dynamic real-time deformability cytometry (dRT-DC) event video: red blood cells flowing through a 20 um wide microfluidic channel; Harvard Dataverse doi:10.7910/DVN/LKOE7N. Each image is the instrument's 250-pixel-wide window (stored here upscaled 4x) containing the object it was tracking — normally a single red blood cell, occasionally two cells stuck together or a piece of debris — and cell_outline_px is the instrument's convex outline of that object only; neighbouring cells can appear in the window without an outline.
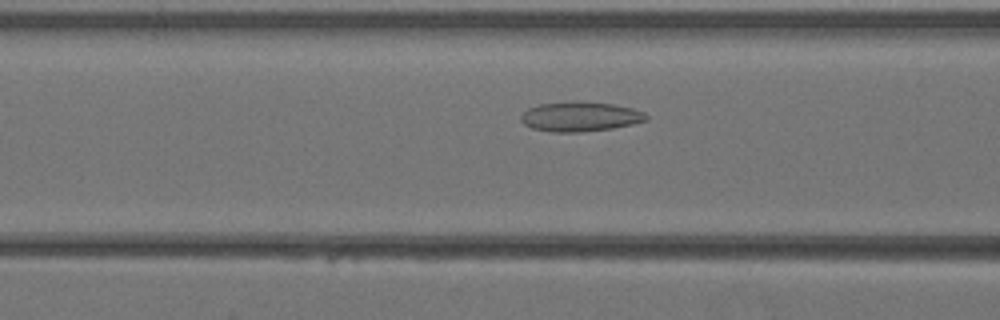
{"species": "Egyptian fruit bat (a non-hibernating species)", "species_latin": "Rousettus aegyptiacus", "temperature_condition": "warm", "stored_images_in_passage": 33, "camera_frame_rate_fps": 3000, "um_per_image_px": 0.085, "animal": {"sex": "female"}, "frame": {"image": 1, "passage_image": 12, "time_ms": 3.667, "image_size_px": [1000, 320], "cell_outline_px": [[648, 120], [632, 124], [612, 128], [580, 132], [548, 132], [532, 128], [524, 124], [520, 120], [520, 116], [528, 108], [540, 104], [612, 104], [632, 108], [644, 112], [648, 116]], "centroid_in_image_um": [49.31, 9.96], "position_along_channel_um": 117.3, "area_um2": 20.81}}
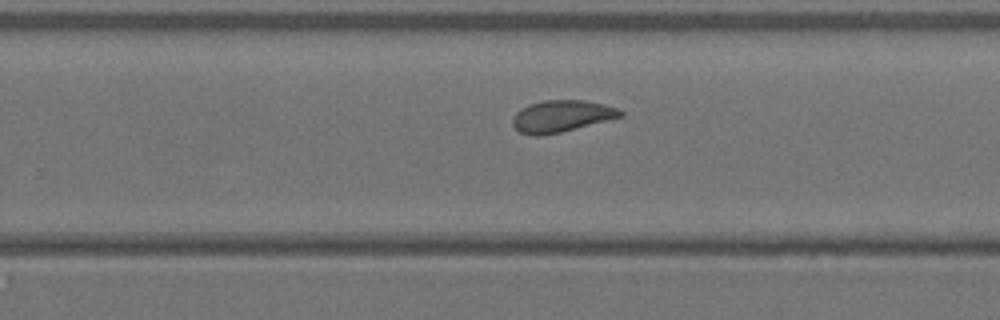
{"frame": {"image": 2, "passage_image": 22, "time_ms": 7.0, "image_size_px": [1000, 320], "cell_outline_px": [[624, 116], [544, 136], [532, 136], [520, 132], [512, 124], [512, 116], [520, 108], [528, 104], [544, 100], [584, 100], [604, 104], [616, 108], [624, 112]], "centroid_in_image_um": [47.69, 9.87], "position_along_channel_um": 282.1, "area_um2": 20.06}}
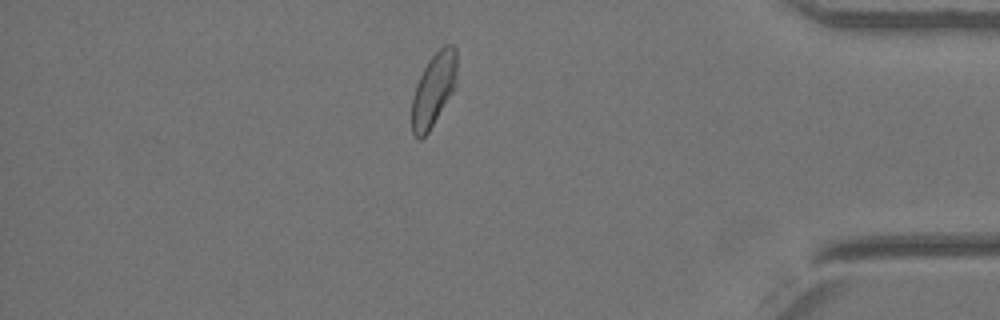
{"frame": {"image": 3, "passage_image": 31, "time_ms": 10.0, "image_size_px": [1000, 320], "cell_outline_px": [[456, 84], [452, 92], [428, 132], [420, 140], [412, 132], [412, 96], [416, 84], [428, 60], [444, 44], [452, 44], [456, 48]], "centroid_in_image_um": [36.85, 7.59], "position_along_channel_um": 398.4, "area_um2": 18.96}}